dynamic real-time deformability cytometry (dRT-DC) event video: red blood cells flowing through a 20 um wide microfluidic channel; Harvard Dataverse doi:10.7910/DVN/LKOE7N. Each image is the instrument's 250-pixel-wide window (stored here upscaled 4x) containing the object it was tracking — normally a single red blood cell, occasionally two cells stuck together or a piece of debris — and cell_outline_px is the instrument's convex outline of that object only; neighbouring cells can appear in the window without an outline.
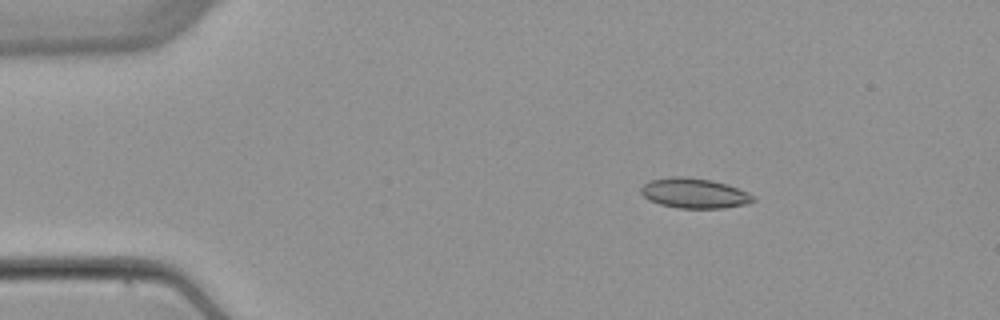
{"species": "common noctule bat (a hibernating species)", "species_latin": "Nyctalus noctula", "temperature_condition": "warm", "stored_images_in_passage": 5, "camera_frame_rate_fps": 3000, "um_per_image_px": 0.085, "animal": {"sex": "female", "body_mass_g": 22.7, "forearm_length_mm": 54.2}, "frame": {"image": 1, "passage_image": 3, "time_ms": 2.667, "image_size_px": [1000, 320], "cell_outline_px": [[756, 200], [748, 204], [724, 208], [680, 208], [660, 204], [648, 200], [640, 192], [640, 188], [644, 184], [652, 180], [672, 176], [684, 176], [712, 180], [728, 184], [748, 192]], "centroid_in_image_um": [59.03, 16.42], "position_along_channel_um": 26.0, "area_um2": 19.71}}